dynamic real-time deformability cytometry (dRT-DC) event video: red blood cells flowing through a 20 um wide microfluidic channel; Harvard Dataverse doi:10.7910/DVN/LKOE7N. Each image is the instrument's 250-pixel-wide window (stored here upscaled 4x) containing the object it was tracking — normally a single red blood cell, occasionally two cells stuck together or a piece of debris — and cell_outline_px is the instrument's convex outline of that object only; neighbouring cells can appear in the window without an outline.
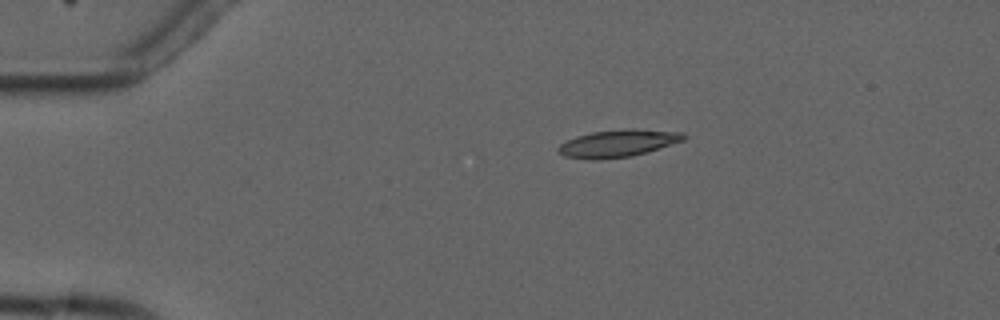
{"species": "common noctule bat (a hibernating species)", "species_latin": "Nyctalus noctula", "temperature_condition": "cold", "stored_images_in_passage": 6, "camera_frame_rate_fps": 3000, "um_per_image_px": 0.085, "animal": {"sex": "male", "forearm_length_mm": 52.5}, "frame": {"image": 1, "passage_image": 3, "time_ms": 2.667, "image_size_px": [1000, 320], "cell_outline_px": [[688, 136], [684, 140], [648, 152], [632, 156], [596, 160], [588, 160], [564, 156], [556, 148], [560, 144], [576, 136], [592, 132], [624, 128], [632, 128], [684, 132]], "centroid_in_image_um": [52.55, 12.18], "position_along_channel_um": 32.4, "area_um2": 20.23}}
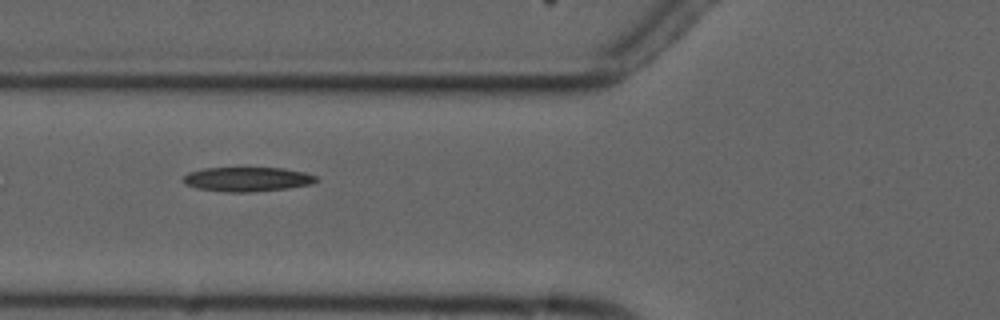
{"frame": {"image": 2, "passage_image": 6, "time_ms": 6.0, "image_size_px": [1000, 320], "cell_outline_px": [[320, 180], [312, 184], [288, 188], [252, 192], [224, 192], [196, 188], [184, 184], [180, 180], [188, 172], [204, 168], [284, 168], [304, 172], [316, 176]], "centroid_in_image_um": [21.0, 15.24], "position_along_channel_um": 104.8, "area_um2": 19.13}}